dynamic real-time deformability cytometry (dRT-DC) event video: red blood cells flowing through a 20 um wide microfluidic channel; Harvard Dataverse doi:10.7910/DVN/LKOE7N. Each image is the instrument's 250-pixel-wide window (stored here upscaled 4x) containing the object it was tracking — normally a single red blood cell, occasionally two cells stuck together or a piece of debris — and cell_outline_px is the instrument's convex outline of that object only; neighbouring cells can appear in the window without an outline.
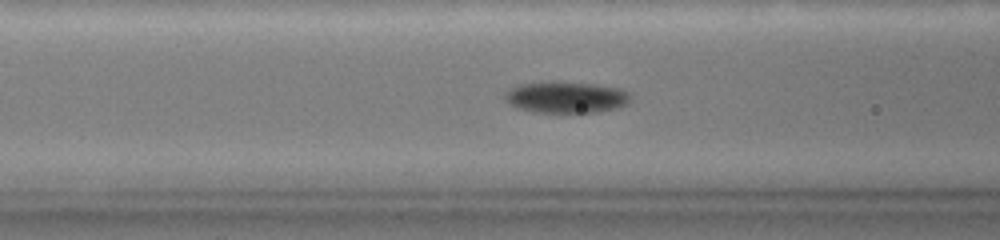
{"species": "common noctule bat (a hibernating species)", "species_latin": "Nyctalus noctula", "temperature_condition": "warm", "stored_images_in_passage": 47, "camera_frame_rate_fps": 3000, "um_per_image_px": 0.085, "animal": {"sex": "female", "body_mass_g": 19.0, "forearm_length_mm": 51.5}, "frame": {"image": 1, "passage_image": 17, "time_ms": 6.667, "image_size_px": [1000, 240], "cell_outline_px": [[628, 96], [624, 104], [612, 108], [596, 112], [560, 116], [532, 112], [520, 108], [512, 104], [508, 100], [508, 96], [516, 88], [528, 84], [588, 84], [616, 88], [624, 92]], "centroid_in_image_um": [48.15, 8.38], "position_along_channel_um": 118.5, "area_um2": 21.62}}
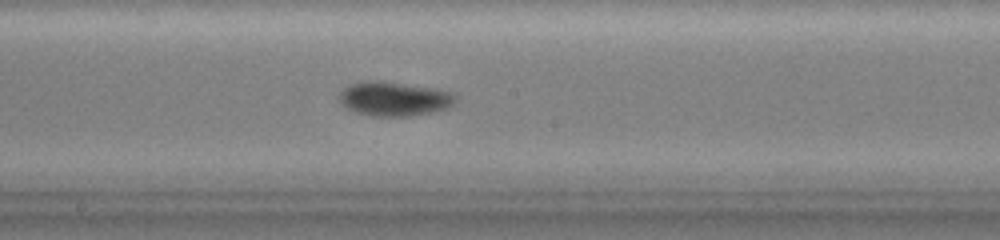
{"frame": {"image": 2, "passage_image": 26, "time_ms": 9.333, "image_size_px": [1000, 240], "cell_outline_px": [[452, 104], [448, 108], [432, 112], [408, 116], [372, 116], [356, 112], [348, 108], [340, 100], [344, 92], [352, 84], [400, 84], [424, 88], [444, 92], [452, 96]], "centroid_in_image_um": [33.51, 8.49], "position_along_channel_um": 214.7, "area_um2": 20.92}}
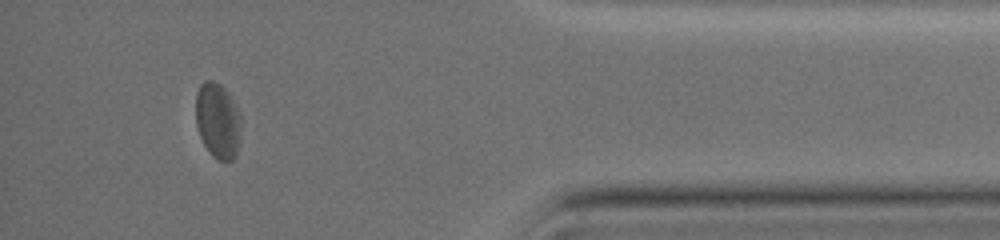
{"frame": {"image": 3, "passage_image": 44, "time_ms": 15.667, "image_size_px": [1000, 240], "cell_outline_px": [[240, 136], [236, 156], [232, 160], [216, 160], [212, 156], [204, 144], [200, 136], [196, 124], [196, 92], [200, 84], [204, 80], [212, 80], [220, 84], [228, 92], [240, 116]], "centroid_in_image_um": [18.49, 10.25], "position_along_channel_um": 416.7, "area_um2": 19.94}, "authors_computed_cell_mechanics": {"area_um2": 20.4612, "velocity_mm_per_s": 3.6245, "shape_relaxation_time_tau1_ms": 3.2305, "shape_relaxation_time_tau2_ms": 2.8408, "deformation_change_tau1": 0.0828, "deformation_change_tau2": 0.042}}